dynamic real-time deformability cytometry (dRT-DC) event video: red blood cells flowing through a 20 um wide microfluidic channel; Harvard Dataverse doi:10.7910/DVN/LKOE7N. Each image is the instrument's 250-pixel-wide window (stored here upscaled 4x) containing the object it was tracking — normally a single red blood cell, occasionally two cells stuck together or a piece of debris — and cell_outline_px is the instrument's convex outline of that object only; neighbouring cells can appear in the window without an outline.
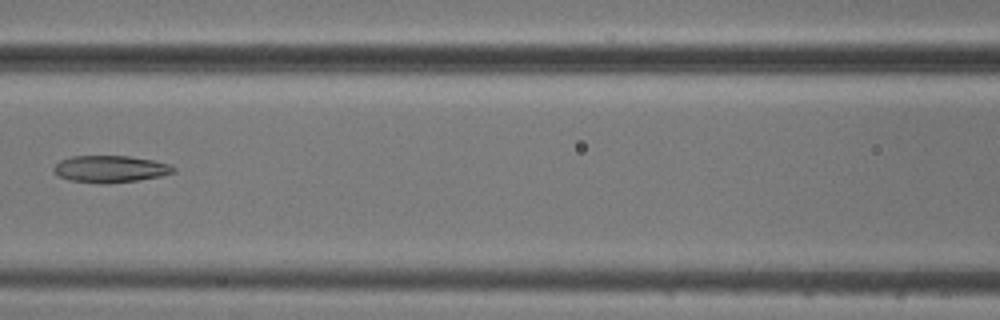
{"species": "common noctule bat (a hibernating species)", "species_latin": "Nyctalus noctula", "temperature_condition": "cold", "stored_images_in_passage": 6, "camera_frame_rate_fps": 3000, "um_per_image_px": 0.085, "animal": {"sex": "male", "body_mass_g": 20.5, "forearm_length_mm": 52.5}, "frame": {"image": 1, "passage_image": 5, "time_ms": 5.667, "image_size_px": [1000, 320], "cell_outline_px": [[176, 172], [160, 176], [140, 180], [104, 184], [100, 184], [68, 180], [56, 176], [52, 168], [60, 160], [72, 156], [128, 156], [152, 160], [168, 164], [176, 168]], "centroid_in_image_um": [9.34, 14.37], "position_along_channel_um": 157.3, "area_um2": 18.96}}
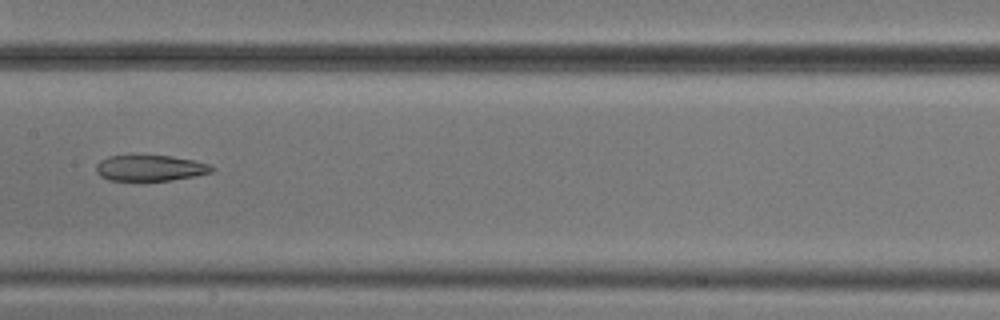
{"frame": {"image": 2, "passage_image": 6, "time_ms": 6.667, "image_size_px": [1000, 320], "cell_outline_px": [[216, 168], [212, 172], [196, 176], [172, 180], [108, 180], [100, 176], [96, 172], [96, 164], [100, 160], [108, 156], [172, 156], [196, 160], [208, 164]], "centroid_in_image_um": [12.79, 14.28], "position_along_channel_um": 194.6, "area_um2": 17.46}}